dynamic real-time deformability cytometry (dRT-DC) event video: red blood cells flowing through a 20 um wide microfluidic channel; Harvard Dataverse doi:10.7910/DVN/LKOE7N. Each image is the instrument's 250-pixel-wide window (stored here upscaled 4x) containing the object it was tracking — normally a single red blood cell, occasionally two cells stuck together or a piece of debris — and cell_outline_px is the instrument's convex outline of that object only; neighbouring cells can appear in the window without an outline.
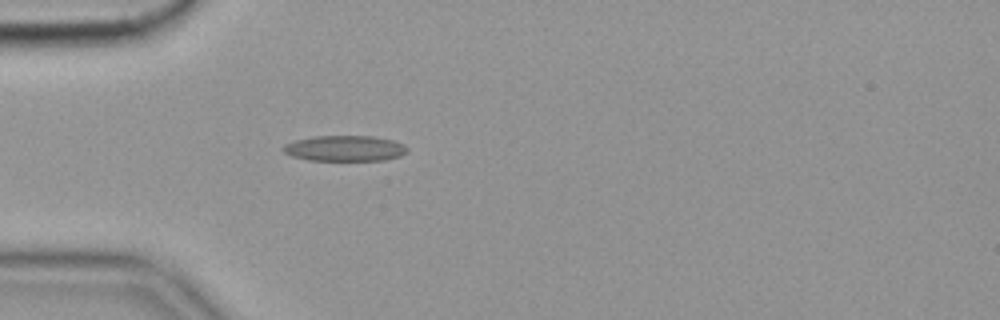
{"species": "common noctule bat (a hibernating species)", "species_latin": "Nyctalus noctula", "temperature_condition": "cold", "stored_images_in_passage": 41, "camera_frame_rate_fps": 3000, "um_per_image_px": 0.085, "animal": {"sex": "female", "body_mass_g": 19.9}, "frame": {"image": 1, "passage_image": 1, "time_ms": 0.0, "image_size_px": [1000, 320], "cell_outline_px": [[408, 152], [400, 156], [384, 160], [308, 160], [292, 156], [284, 152], [280, 148], [284, 144], [296, 140], [316, 136], [372, 136], [392, 140], [404, 144], [408, 148]], "centroid_in_image_um": [29.31, 12.61], "position_along_channel_um": 55.7, "area_um2": 18.55}, "authors_computed_cell_mechanics": {"area_um2": 17.4556, "velocity_mm_per_s": 3.5518, "shape_relaxation_time_tau1_ms": 6.2731, "shape_relaxation_time_tau2_ms": 3.8299, "deformation_change_tau1": 0.1413, "deformation_change_tau2": 0.1339}}